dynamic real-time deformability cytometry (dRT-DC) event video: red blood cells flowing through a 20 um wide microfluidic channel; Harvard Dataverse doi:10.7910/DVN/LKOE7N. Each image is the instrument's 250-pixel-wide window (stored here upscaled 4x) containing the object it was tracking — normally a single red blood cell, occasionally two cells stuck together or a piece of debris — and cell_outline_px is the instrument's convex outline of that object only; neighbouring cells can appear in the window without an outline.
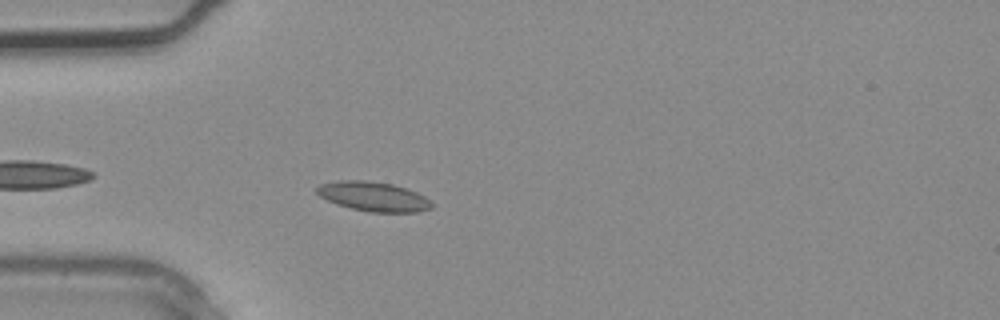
{"species": "common noctule bat (a hibernating species)", "species_latin": "Nyctalus noctula", "temperature_condition": "warm", "stored_images_in_passage": 2, "camera_frame_rate_fps": 3000, "um_per_image_px": 0.085, "animal": {"sex": "male", "body_mass_g": 20.4}, "frame": {"image": 1, "passage_image": 2, "time_ms": 0.333, "image_size_px": [1000, 320], "cell_outline_px": [[436, 204], [432, 208], [420, 212], [368, 212], [336, 204], [320, 196], [316, 192], [316, 188], [320, 184], [336, 180], [364, 180], [392, 184], [408, 188], [424, 196]], "centroid_in_image_um": [31.78, 16.7], "position_along_channel_um": 53.2, "area_um2": 19.94}}